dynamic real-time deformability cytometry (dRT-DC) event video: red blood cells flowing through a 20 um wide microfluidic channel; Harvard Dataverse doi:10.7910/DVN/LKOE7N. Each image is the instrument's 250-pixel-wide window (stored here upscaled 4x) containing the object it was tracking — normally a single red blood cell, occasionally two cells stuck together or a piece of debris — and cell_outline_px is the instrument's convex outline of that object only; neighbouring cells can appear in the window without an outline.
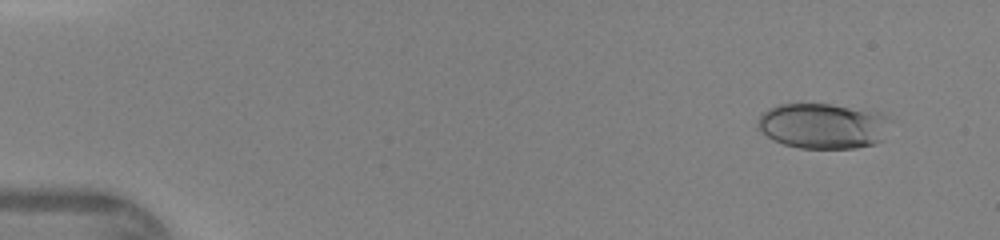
{"species": "human", "species_latin": "Homo sapiens", "temperature_condition": "warm", "stored_images_in_passage": 43, "camera_frame_rate_fps": 3000, "um_per_image_px": 0.085, "donor": {"sex": "female"}, "frame": {"image": 1, "passage_image": 1, "time_ms": 0.0, "image_size_px": [1000, 240], "cell_outline_px": [[892, 120], [880, 140], [872, 144], [856, 148], [800, 148], [784, 144], [772, 140], [760, 132], [756, 128], [756, 124], [760, 112], [768, 108], [780, 104], [828, 104], [880, 112], [888, 116]], "centroid_in_image_um": [69.89, 10.69], "position_along_channel_um": 15.1, "area_um2": 35.37}}
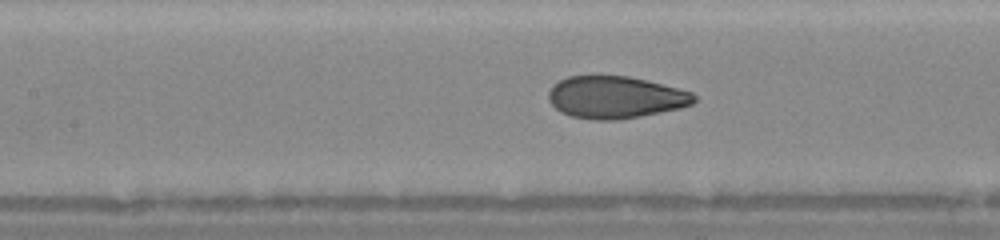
{"frame": {"image": 2, "passage_image": 19, "time_ms": 6.0, "image_size_px": [1000, 240], "cell_outline_px": [[696, 100], [692, 104], [680, 108], [640, 116], [616, 120], [596, 120], [572, 116], [560, 112], [548, 100], [548, 92], [560, 80], [568, 76], [628, 76], [692, 92], [696, 96]], "centroid_in_image_um": [52.3, 8.28], "position_along_channel_um": 155.1, "area_um2": 35.37}}
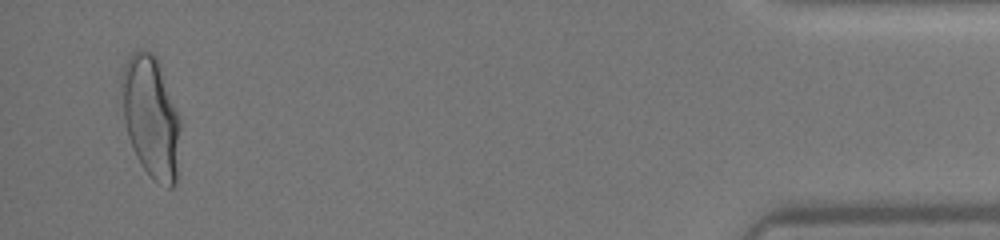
{"frame": {"image": 3, "passage_image": 42, "time_ms": 13.667, "image_size_px": [1000, 240], "cell_outline_px": [[180, 128], [176, 184], [172, 188], [168, 188], [160, 184], [140, 164], [132, 148], [128, 136], [124, 120], [120, 84], [124, 64], [132, 52], [152, 52], [160, 60], [180, 116]], "centroid_in_image_um": [12.85, 9.91], "position_along_channel_um": 422.4, "area_um2": 42.02}}